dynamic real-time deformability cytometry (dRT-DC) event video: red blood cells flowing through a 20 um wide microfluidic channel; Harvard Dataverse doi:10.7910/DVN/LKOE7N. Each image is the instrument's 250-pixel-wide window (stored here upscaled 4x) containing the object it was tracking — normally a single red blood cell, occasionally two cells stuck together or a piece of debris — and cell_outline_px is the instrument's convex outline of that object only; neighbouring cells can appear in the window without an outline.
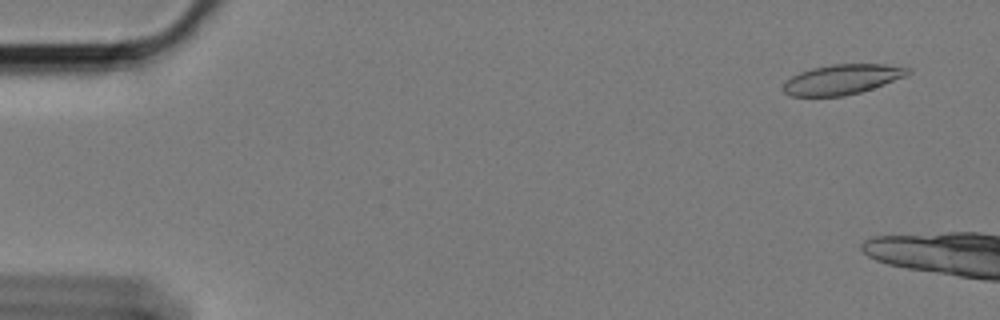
{"species": "Egyptian fruit bat (a non-hibernating species)", "species_latin": "Rousettus aegyptiacus", "temperature_condition": "cold", "stored_images_in_passage": 18, "camera_frame_rate_fps": 3000, "um_per_image_px": 0.085, "animal": {"sex": "female"}, "frame": {"image": 1, "passage_image": 4, "time_ms": 1.0, "image_size_px": [1000, 320], "cell_outline_px": [[912, 72], [908, 76], [860, 92], [844, 96], [792, 96], [784, 92], [780, 88], [792, 76], [800, 72], [812, 68], [832, 64], [884, 64], [912, 68]], "centroid_in_image_um": [71.62, 6.74], "position_along_channel_um": 13.4, "area_um2": 21.85}}